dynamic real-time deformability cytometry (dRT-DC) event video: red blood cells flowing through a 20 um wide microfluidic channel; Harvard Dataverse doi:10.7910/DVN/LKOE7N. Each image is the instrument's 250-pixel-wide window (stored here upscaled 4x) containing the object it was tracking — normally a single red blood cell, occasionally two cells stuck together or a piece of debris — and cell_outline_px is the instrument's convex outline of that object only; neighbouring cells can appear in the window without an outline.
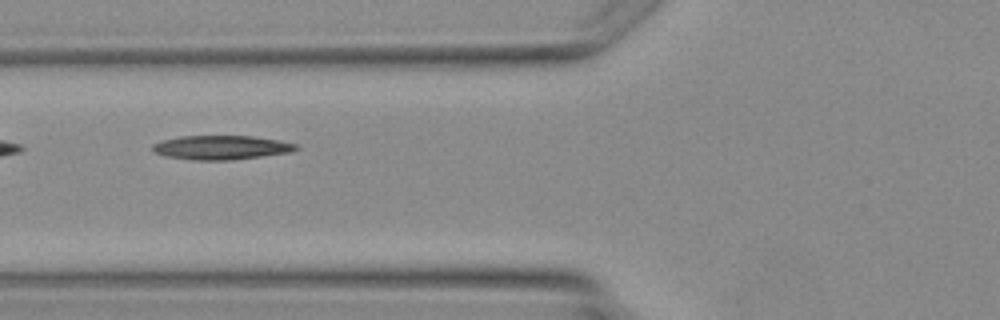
{"species": "Egyptian fruit bat (a non-hibernating species)", "species_latin": "Rousettus aegyptiacus", "temperature_condition": "warm", "stored_images_in_passage": 4, "camera_frame_rate_fps": 3000, "um_per_image_px": 0.085, "animal": {"sex": "female"}, "frame": {"image": 1, "passage_image": 4, "time_ms": 4.667, "image_size_px": [1000, 320], "cell_outline_px": [[300, 148], [288, 152], [232, 160], [192, 160], [168, 156], [156, 152], [152, 148], [152, 144], [164, 140], [180, 136], [252, 136], [280, 140], [296, 144]], "centroid_in_image_um": [18.82, 12.53], "position_along_channel_um": 107.0, "area_um2": 19.88}}